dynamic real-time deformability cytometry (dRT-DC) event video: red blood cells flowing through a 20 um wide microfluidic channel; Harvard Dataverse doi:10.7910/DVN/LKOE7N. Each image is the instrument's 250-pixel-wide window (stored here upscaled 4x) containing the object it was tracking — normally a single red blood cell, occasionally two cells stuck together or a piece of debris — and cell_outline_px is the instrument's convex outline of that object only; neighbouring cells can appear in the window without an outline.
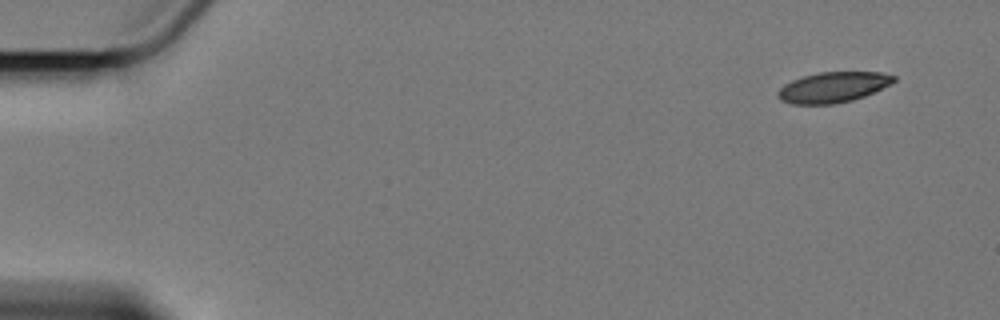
{"species": "Egyptian fruit bat (a non-hibernating species)", "species_latin": "Rousettus aegyptiacus", "temperature_condition": "cold", "stored_images_in_passage": 5, "segment_of_instrument_passage": [2, 2], "camera_frame_rate_fps": 3000, "um_per_image_px": 0.085, "animal": {"sex": "female"}, "frame": {"image": 1, "passage_image": 5, "time_ms": 4.667, "image_size_px": [1000, 320], "cell_outline_px": [[896, 80], [876, 92], [852, 100], [836, 104], [792, 104], [780, 100], [776, 96], [776, 92], [784, 84], [792, 80], [804, 76], [820, 72], [880, 72], [896, 76]], "centroid_in_image_um": [70.8, 7.42], "position_along_channel_um": 14.2, "area_um2": 20.69}}